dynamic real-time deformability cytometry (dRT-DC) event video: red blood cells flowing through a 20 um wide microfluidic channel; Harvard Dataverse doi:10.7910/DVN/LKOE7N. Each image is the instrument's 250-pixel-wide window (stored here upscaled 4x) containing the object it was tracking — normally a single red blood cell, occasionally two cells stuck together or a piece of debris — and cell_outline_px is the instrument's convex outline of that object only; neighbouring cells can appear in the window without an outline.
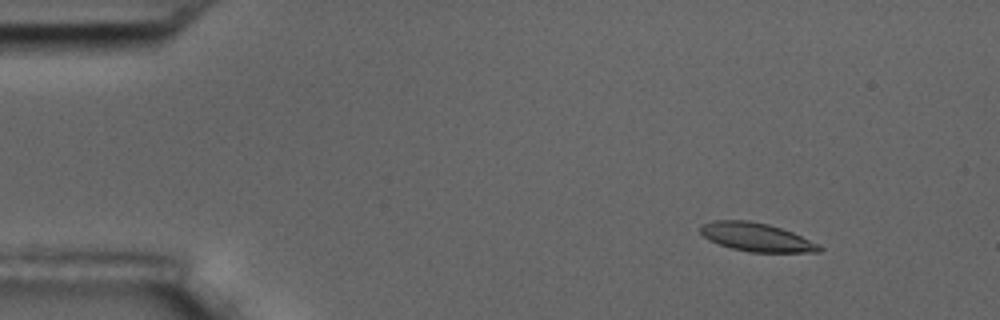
{"species": "common noctule bat (a hibernating species)", "species_latin": "Nyctalus noctula", "temperature_condition": "room temperature", "stored_images_in_passage": 6, "camera_frame_rate_fps": 3000, "um_per_image_px": 0.085, "animal": {"sex": "male", "body_mass_g": 17.5, "forearm_length_mm": 52.3}, "frame": {"image": 1, "passage_image": 2, "time_ms": 1.333, "image_size_px": [1000, 320], "cell_outline_px": [[824, 248], [820, 252], [748, 252], [732, 248], [708, 240], [700, 232], [700, 224], [712, 220], [748, 220], [768, 224], [792, 232], [820, 244]], "centroid_in_image_um": [64.29, 20.15], "position_along_channel_um": 20.7, "area_um2": 19.83}}
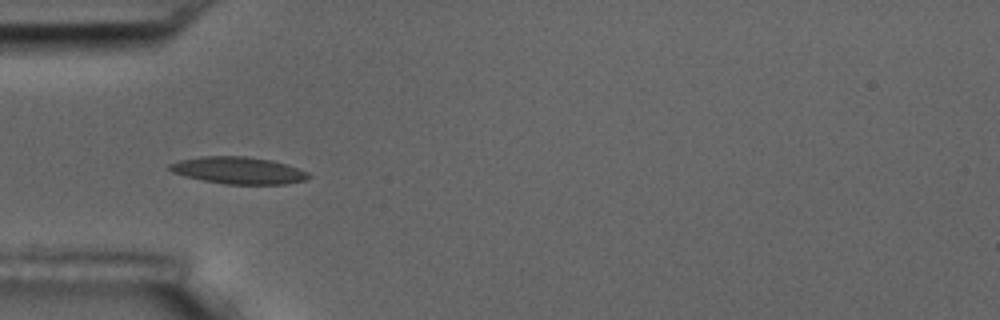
{"frame": {"image": 2, "passage_image": 5, "time_ms": 5.0, "image_size_px": [1000, 320], "cell_outline_px": [[312, 176], [304, 180], [284, 184], [224, 184], [184, 176], [172, 172], [168, 168], [168, 164], [180, 160], [200, 156], [244, 156], [272, 160], [288, 164], [308, 172]], "centroid_in_image_um": [20.26, 14.48], "position_along_channel_um": 64.7, "area_um2": 21.91}}